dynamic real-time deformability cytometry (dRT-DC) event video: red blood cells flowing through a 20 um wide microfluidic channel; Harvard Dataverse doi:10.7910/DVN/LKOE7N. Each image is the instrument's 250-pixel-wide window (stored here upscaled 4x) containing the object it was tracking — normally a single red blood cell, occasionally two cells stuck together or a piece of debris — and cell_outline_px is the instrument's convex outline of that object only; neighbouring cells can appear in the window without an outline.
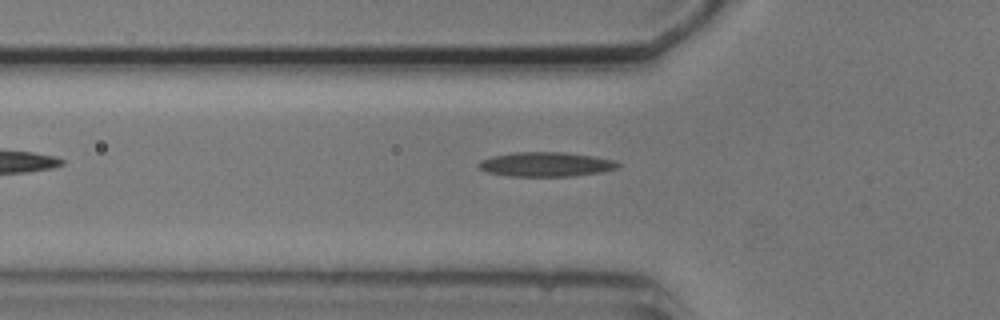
{"species": "common noctule bat (a hibernating species)", "species_latin": "Nyctalus noctula", "temperature_condition": "cold", "stored_images_in_passage": 5, "camera_frame_rate_fps": 3000, "um_per_image_px": 0.085, "animal": {"sex": "male", "body_mass_g": 20.5, "forearm_length_mm": 52.5}, "frame": {"image": 1, "passage_image": 4, "time_ms": 4.333, "image_size_px": [1000, 320], "cell_outline_px": [[620, 168], [604, 172], [572, 176], [508, 176], [488, 172], [480, 168], [476, 164], [480, 160], [492, 156], [512, 152], [564, 152], [592, 156], [612, 160], [620, 164]], "centroid_in_image_um": [46.4, 13.97], "position_along_channel_um": 79.4, "area_um2": 19.94}}
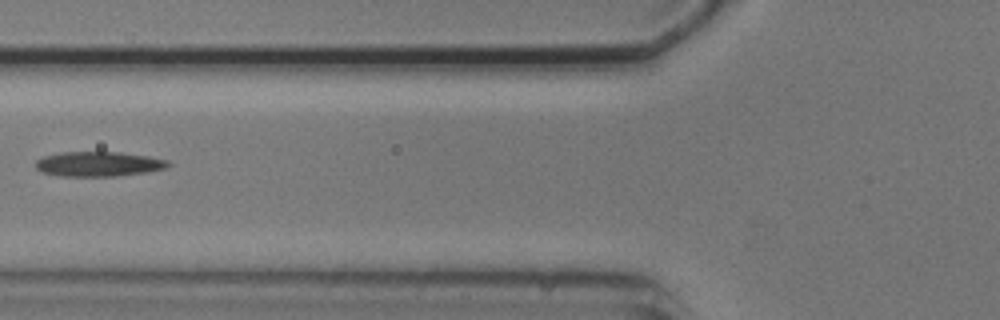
{"frame": {"image": 2, "passage_image": 5, "time_ms": 5.333, "image_size_px": [1000, 320], "cell_outline_px": [[172, 164], [164, 168], [144, 172], [116, 176], [60, 176], [40, 172], [36, 168], [36, 160], [44, 156], [60, 152], [120, 152], [148, 156], [168, 160]], "centroid_in_image_um": [8.34, 13.94], "position_along_channel_um": 117.5, "area_um2": 19.13}}